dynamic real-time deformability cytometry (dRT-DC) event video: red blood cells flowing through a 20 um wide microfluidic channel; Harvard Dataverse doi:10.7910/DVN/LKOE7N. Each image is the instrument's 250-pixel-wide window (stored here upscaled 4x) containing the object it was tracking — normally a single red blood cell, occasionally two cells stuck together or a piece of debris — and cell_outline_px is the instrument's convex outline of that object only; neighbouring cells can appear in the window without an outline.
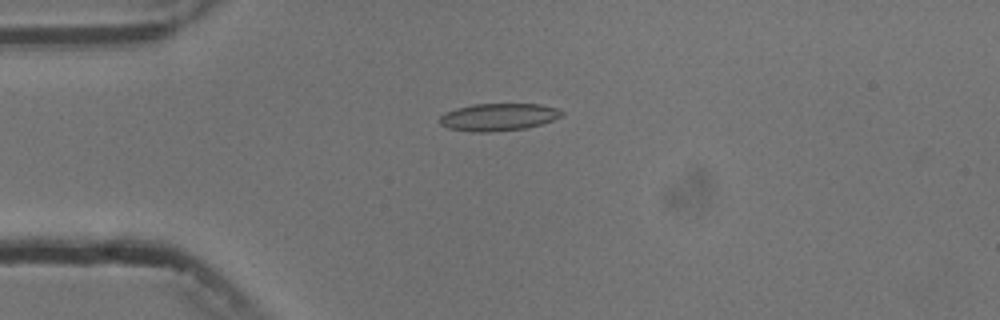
{"species": "common noctule bat (a hibernating species)", "species_latin": "Nyctalus noctula", "temperature_condition": "cold", "stored_images_in_passage": 6, "camera_frame_rate_fps": 3000, "um_per_image_px": 0.085, "animal": {"sex": "male", "body_mass_g": 13.3}, "frame": {"image": 1, "passage_image": 4, "time_ms": 3.333, "image_size_px": [1000, 320], "cell_outline_px": [[564, 112], [560, 116], [552, 120], [540, 124], [524, 128], [488, 132], [472, 132], [448, 128], [440, 124], [436, 120], [444, 112], [456, 108], [472, 104], [540, 104], [556, 108]], "centroid_in_image_um": [42.28, 9.94], "position_along_channel_um": 42.7, "area_um2": 19.48}}
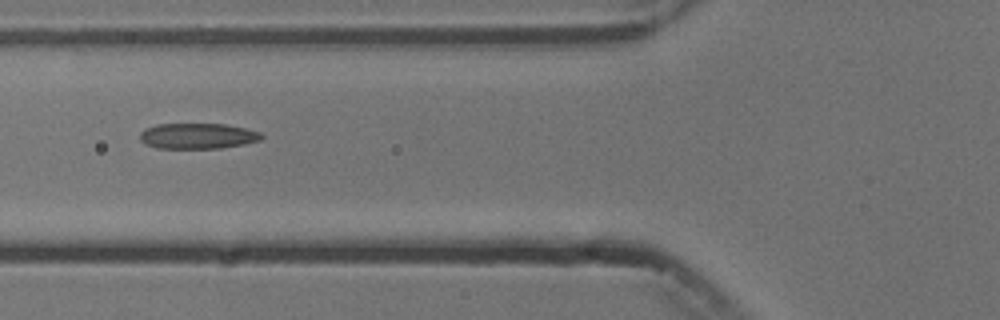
{"frame": {"image": 2, "passage_image": 6, "time_ms": 5.667, "image_size_px": [1000, 320], "cell_outline_px": [[264, 136], [260, 140], [244, 144], [220, 148], [156, 148], [144, 144], [140, 140], [140, 132], [144, 128], [156, 124], [224, 124], [244, 128], [260, 132]], "centroid_in_image_um": [16.76, 11.56], "position_along_channel_um": 109.0, "area_um2": 18.21}}